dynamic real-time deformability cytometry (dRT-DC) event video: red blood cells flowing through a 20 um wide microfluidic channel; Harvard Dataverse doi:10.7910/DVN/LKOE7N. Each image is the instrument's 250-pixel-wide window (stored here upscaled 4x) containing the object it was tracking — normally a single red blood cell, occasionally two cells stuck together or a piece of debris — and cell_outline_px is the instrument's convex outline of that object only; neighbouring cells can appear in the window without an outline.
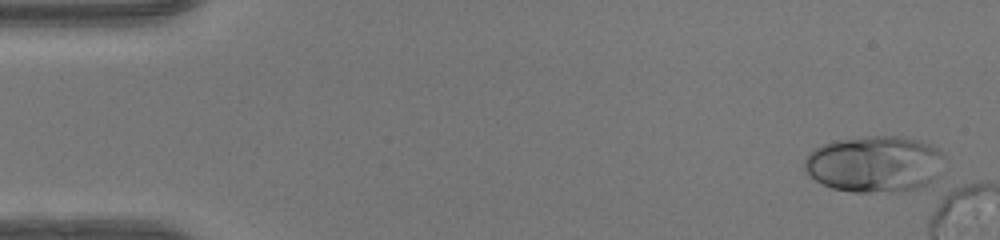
{"species": "human", "species_latin": "Homo sapiens", "temperature_condition": "warm", "stored_images_in_passage": 13, "segment_of_instrument_passage": [1, 2], "camera_frame_rate_fps": 3000, "um_per_image_px": 0.085, "donor": {"sex": "female"}, "frame": {"image": 1, "passage_image": 1, "time_ms": 0.0, "image_size_px": [1000, 240], "cell_outline_px": [[944, 156], [936, 184], [920, 188], [896, 192], [852, 192], [832, 188], [816, 180], [804, 168], [804, 160], [816, 148], [824, 144], [836, 140], [864, 136], [900, 136], [920, 140], [936, 148]], "centroid_in_image_um": [74.41, 13.96], "position_along_channel_um": 10.6, "area_um2": 46.36}}
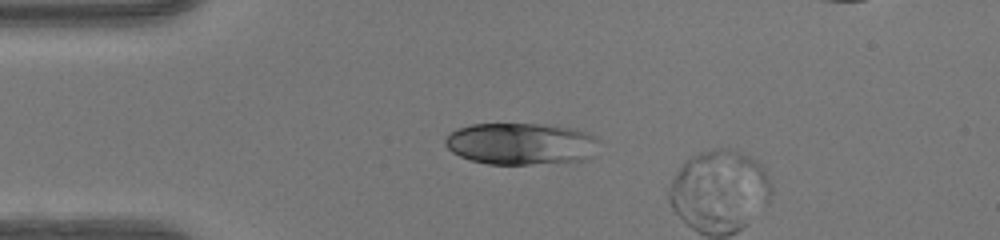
{"frame": {"image": 2, "passage_image": 11, "time_ms": 3.333, "image_size_px": [1000, 240], "cell_outline_px": [[600, 140], [596, 156], [588, 160], [528, 164], [488, 164], [472, 160], [460, 156], [452, 152], [444, 144], [444, 140], [448, 132], [456, 128], [472, 124], [556, 124], [576, 128], [588, 132], [596, 136]], "centroid_in_image_um": [44.36, 12.2], "position_along_channel_um": 40.6, "area_um2": 38.44}}